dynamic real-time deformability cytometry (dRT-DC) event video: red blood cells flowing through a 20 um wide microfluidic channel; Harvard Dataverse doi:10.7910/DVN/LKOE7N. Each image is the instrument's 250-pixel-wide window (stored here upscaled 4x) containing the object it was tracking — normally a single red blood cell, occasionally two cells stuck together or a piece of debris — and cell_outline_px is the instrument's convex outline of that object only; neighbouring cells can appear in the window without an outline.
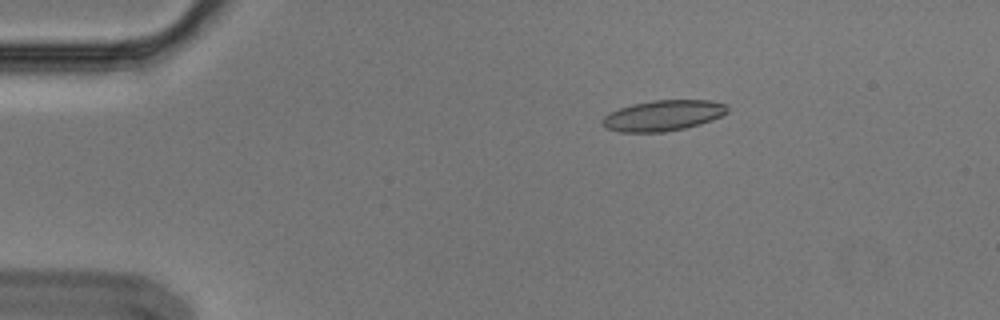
{"species": "Egyptian fruit bat (a non-hibernating species)", "species_latin": "Rousettus aegyptiacus", "temperature_condition": "cold", "stored_images_in_passage": 6, "camera_frame_rate_fps": 3000, "um_per_image_px": 0.085, "animal": {"sex": "male"}, "frame": {"image": 1, "passage_image": 3, "time_ms": 0.667, "image_size_px": [1000, 320], "cell_outline_px": [[728, 112], [712, 120], [700, 124], [684, 128], [664, 132], [620, 132], [604, 128], [600, 124], [600, 120], [608, 112], [632, 104], [652, 100], [708, 100], [728, 104]], "centroid_in_image_um": [56.32, 9.82], "position_along_channel_um": 28.7, "area_um2": 22.6}}
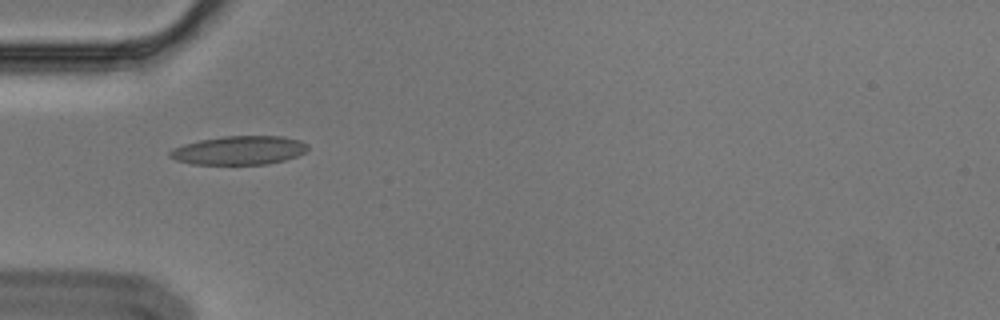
{"frame": {"image": 2, "passage_image": 5, "time_ms": 1.333, "image_size_px": [1000, 320], "cell_outline_px": [[308, 148], [304, 152], [296, 156], [284, 160], [268, 164], [192, 164], [176, 160], [168, 156], [168, 152], [172, 148], [184, 144], [200, 140], [224, 136], [284, 136], [300, 140], [308, 144]], "centroid_in_image_um": [20.31, 12.77], "position_along_channel_um": 64.7, "area_um2": 23.12}}